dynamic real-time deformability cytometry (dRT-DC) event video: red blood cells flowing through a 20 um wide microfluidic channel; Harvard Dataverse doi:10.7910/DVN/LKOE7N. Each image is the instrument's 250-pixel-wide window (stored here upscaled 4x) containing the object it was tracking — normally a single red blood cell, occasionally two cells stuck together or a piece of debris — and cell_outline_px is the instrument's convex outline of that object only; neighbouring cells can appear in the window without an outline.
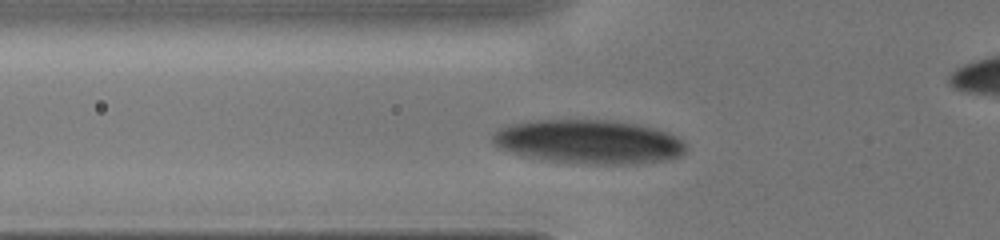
{"species": "human", "species_latin": "Homo sapiens", "temperature_condition": "cold", "stored_images_in_passage": 5, "camera_frame_rate_fps": 3000, "um_per_image_px": 0.085, "donor": {"sex": "male"}, "frame": {"image": 1, "passage_image": 2, "time_ms": 0.333, "image_size_px": [1000, 240], "cell_outline_px": [[688, 148], [680, 156], [668, 160], [632, 164], [592, 164], [548, 160], [520, 156], [496, 148], [492, 140], [492, 132], [508, 124], [532, 120], [604, 120], [636, 124], [656, 128], [668, 132], [676, 136]], "centroid_in_image_um": [50.0, 12.05], "position_along_channel_um": 75.8, "area_um2": 49.88}}